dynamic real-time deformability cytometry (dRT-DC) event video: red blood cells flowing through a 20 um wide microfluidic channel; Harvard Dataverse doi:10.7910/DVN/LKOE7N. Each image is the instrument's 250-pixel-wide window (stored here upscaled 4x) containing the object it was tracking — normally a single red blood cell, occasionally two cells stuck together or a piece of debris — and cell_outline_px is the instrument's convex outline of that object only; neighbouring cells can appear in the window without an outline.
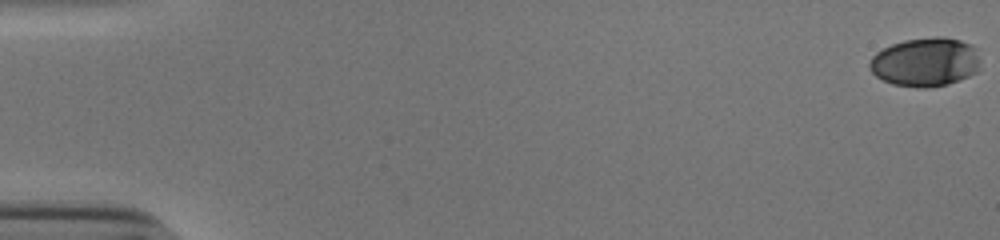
{"species": "human", "species_latin": "Homo sapiens", "temperature_condition": "cold", "stored_images_in_passage": 55, "camera_frame_rate_fps": 3000, "um_per_image_px": 0.085, "donor": {"sex": "male"}, "frame": {"image": 1, "passage_image": 1, "time_ms": 0.0, "image_size_px": [1000, 240], "cell_outline_px": [[980, 60], [976, 72], [960, 80], [948, 84], [924, 88], [916, 88], [892, 84], [876, 76], [868, 68], [868, 64], [872, 56], [876, 52], [892, 44], [904, 40], [936, 36], [944, 36], [960, 40], [972, 44], [980, 48]], "centroid_in_image_um": [78.69, 5.26], "position_along_channel_um": 6.3, "area_um2": 32.08}}
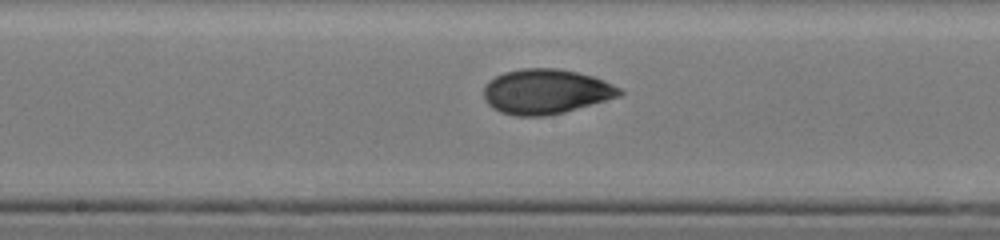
{"frame": {"image": 2, "passage_image": 30, "time_ms": 9.667, "image_size_px": [1000, 240], "cell_outline_px": [[624, 92], [620, 96], [564, 112], [544, 116], [516, 116], [500, 112], [492, 108], [484, 100], [484, 84], [488, 80], [504, 72], [520, 68], [556, 68], [576, 72], [592, 76], [604, 80], [620, 88]], "centroid_in_image_um": [46.36, 7.78], "position_along_channel_um": 201.8, "area_um2": 35.6}}
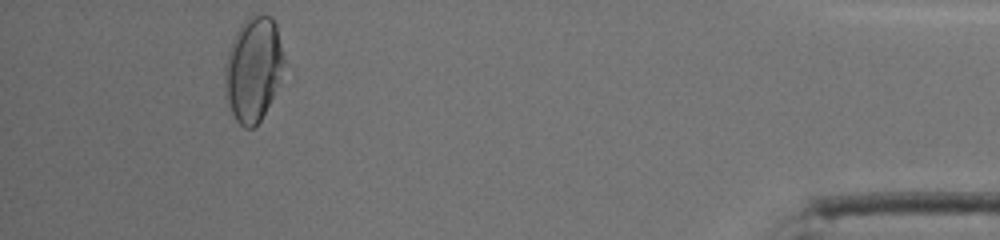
{"frame": {"image": 3, "passage_image": 51, "time_ms": 16.667, "image_size_px": [1000, 240], "cell_outline_px": [[284, 60], [272, 96], [260, 120], [252, 128], [244, 128], [236, 120], [224, 96], [224, 64], [232, 40], [236, 32], [244, 20], [248, 16], [272, 16], [276, 24], [284, 56]], "centroid_in_image_um": [21.48, 5.86], "position_along_channel_um": 413.7, "area_um2": 35.49}, "authors_computed_cell_mechanics": {"area_um2": 34.102, "velocity_mm_per_s": 3.8649, "shape_relaxation_time_tau1_ms": 4.9519, "shape_relaxation_time_tau2_ms": 1.5849, "deformation_change_tau1": 0.1546, "deformation_change_tau2": 0.0478}}